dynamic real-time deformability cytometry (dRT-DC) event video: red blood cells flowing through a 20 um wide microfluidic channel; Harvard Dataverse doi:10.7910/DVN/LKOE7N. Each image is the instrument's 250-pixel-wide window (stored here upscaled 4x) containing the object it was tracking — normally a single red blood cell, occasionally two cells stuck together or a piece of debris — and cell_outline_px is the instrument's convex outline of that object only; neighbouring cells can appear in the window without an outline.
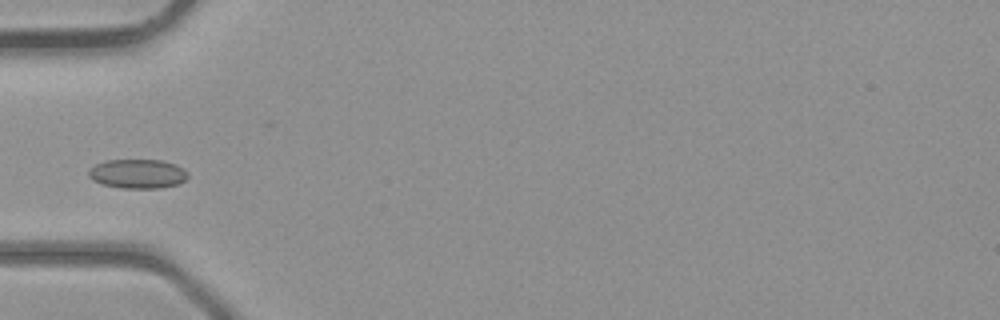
{"species": "common noctule bat (a hibernating species)", "species_latin": "Nyctalus noctula", "temperature_condition": "room temperature", "stored_images_in_passage": 2, "camera_frame_rate_fps": 3000, "um_per_image_px": 0.085, "animal": {"sex": "male", "body_mass_g": 23.1, "forearm_length_mm": 52.7}, "frame": {"image": 1, "passage_image": 2, "time_ms": 2.0, "image_size_px": [1000, 320], "cell_outline_px": [[188, 176], [180, 184], [160, 188], [120, 188], [104, 184], [88, 176], [88, 172], [96, 164], [104, 160], [160, 160], [172, 164], [188, 172]], "centroid_in_image_um": [11.71, 14.78], "position_along_channel_um": 73.3, "area_um2": 16.65}}